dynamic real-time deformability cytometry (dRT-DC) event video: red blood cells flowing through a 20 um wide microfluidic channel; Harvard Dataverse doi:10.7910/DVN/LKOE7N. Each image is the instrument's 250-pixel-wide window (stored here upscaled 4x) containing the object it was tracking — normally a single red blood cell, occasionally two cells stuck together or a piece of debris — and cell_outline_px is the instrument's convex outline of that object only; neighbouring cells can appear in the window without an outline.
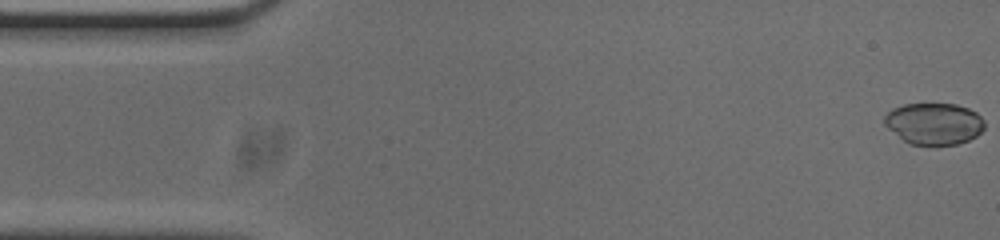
{"species": "common noctule bat (a hibernating species)", "species_latin": "Nyctalus noctula", "temperature_condition": "cold", "stored_images_in_passage": 50, "camera_frame_rate_fps": 3000, "um_per_image_px": 0.085, "animal": {"sex": "male", "body_mass_g": 20.0, "forearm_length_mm": 53.3}, "frame": {"image": 1, "passage_image": 1, "time_ms": 0.0, "image_size_px": [1000, 240], "cell_outline_px": [[984, 128], [976, 136], [968, 140], [956, 144], [912, 144], [904, 140], [888, 128], [884, 124], [884, 116], [892, 108], [904, 104], [956, 104], [968, 108], [976, 112], [984, 120]], "centroid_in_image_um": [79.39, 10.49], "position_along_channel_um": 5.6, "area_um2": 24.04}}
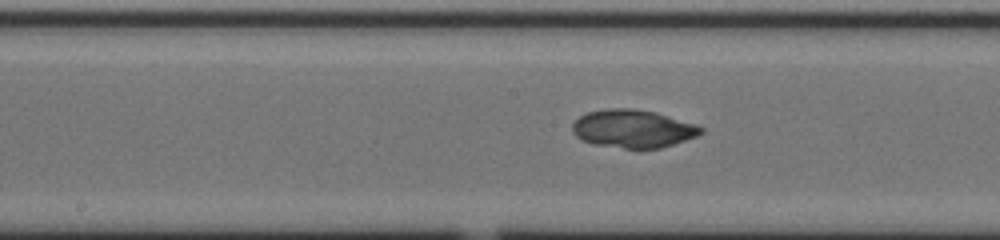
{"frame": {"image": 2, "passage_image": 26, "time_ms": 8.333, "image_size_px": [1000, 240], "cell_outline_px": [[704, 132], [696, 136], [660, 148], [624, 148], [592, 144], [580, 140], [572, 132], [572, 124], [580, 116], [588, 112], [608, 108], [632, 108], [656, 112], [696, 124], [704, 128]], "centroid_in_image_um": [53.78, 10.93], "position_along_channel_um": 194.4, "area_um2": 28.5}}
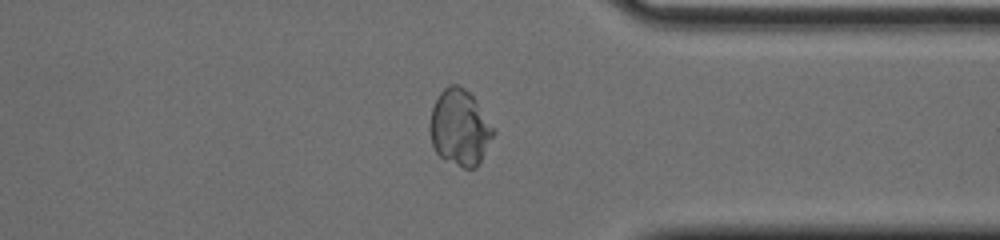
{"frame": {"image": 3, "passage_image": 41, "time_ms": 13.333, "image_size_px": [1000, 240], "cell_outline_px": [[496, 132], [480, 164], [476, 168], [464, 168], [440, 156], [436, 152], [432, 144], [432, 108], [440, 92], [448, 84], [456, 84], [464, 88], [472, 96]], "centroid_in_image_um": [39.12, 10.86], "position_along_channel_um": 372.3, "area_um2": 27.51}, "authors_computed_cell_mechanics": {"area_um2": 27.9463, "velocity_mm_per_s": 3.7186, "shape_relaxation_time_tau1_ms": null, "shape_relaxation_time_tau2_ms": 2.5761, "deformation_change_tau1": null, "deformation_change_tau2": 0.045}}